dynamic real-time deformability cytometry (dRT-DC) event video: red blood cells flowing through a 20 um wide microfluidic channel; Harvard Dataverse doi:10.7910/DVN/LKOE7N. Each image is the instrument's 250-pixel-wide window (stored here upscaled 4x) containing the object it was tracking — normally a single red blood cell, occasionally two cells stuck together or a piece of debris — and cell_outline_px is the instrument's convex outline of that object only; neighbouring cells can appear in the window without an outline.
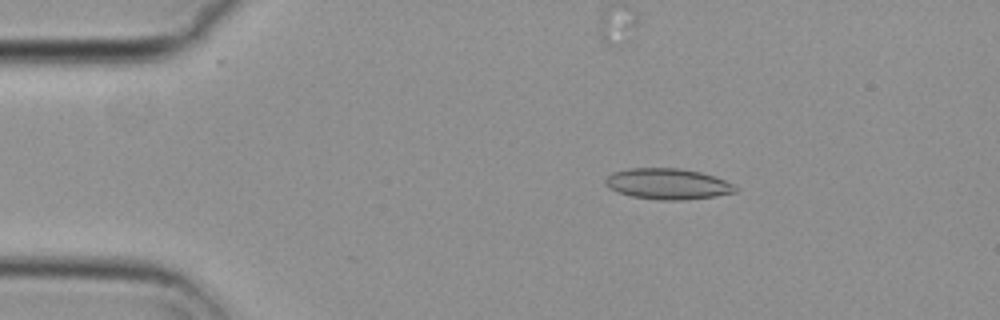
{"species": "common noctule bat (a hibernating species)", "species_latin": "Nyctalus noctula", "temperature_condition": "cold", "stored_images_in_passage": 56, "camera_frame_rate_fps": 3000, "um_per_image_px": 0.085, "animal": {"sex": "female", "body_mass_g": 29.2, "forearm_length_mm": 56.3}, "frame": {"image": 1, "passage_image": 10, "time_ms": 3.0, "image_size_px": [1000, 320], "cell_outline_px": [[740, 188], [736, 192], [716, 196], [680, 200], [660, 200], [632, 196], [608, 188], [604, 184], [604, 180], [612, 172], [628, 168], [680, 168], [700, 172], [724, 180]], "centroid_in_image_um": [56.74, 15.63], "position_along_channel_um": 28.3, "area_um2": 23.35}}
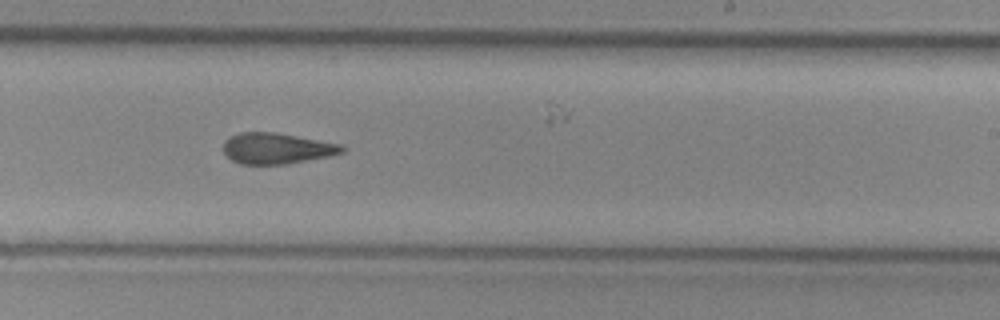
{"frame": {"image": 2, "passage_image": 34, "time_ms": 11.0, "image_size_px": [1000, 320], "cell_outline_px": [[348, 148], [344, 152], [328, 156], [288, 164], [240, 164], [232, 160], [224, 152], [224, 140], [240, 132], [276, 132], [340, 144]], "centroid_in_image_um": [23.54, 12.61], "position_along_channel_um": 265.5, "area_um2": 21.33}}
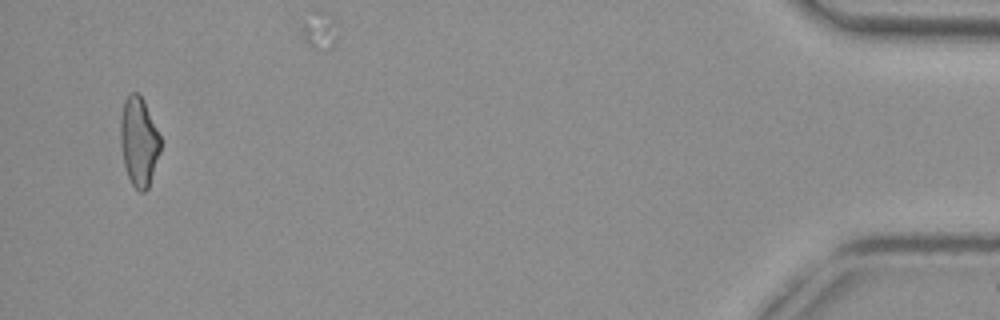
{"frame": {"image": 3, "passage_image": 54, "time_ms": 17.667, "image_size_px": [1000, 320], "cell_outline_px": [[160, 152], [148, 188], [144, 192], [140, 192], [132, 184], [128, 176], [124, 164], [120, 144], [120, 116], [124, 100], [132, 92], [136, 92], [144, 100], [160, 136]], "centroid_in_image_um": [11.79, 12.03], "position_along_channel_um": 423.4, "area_um2": 20.69}, "authors_computed_cell_mechanics": {"area_um2": 21.9929, "velocity_mm_per_s": 3.6984, "shape_relaxation_time_tau1_ms": null, "shape_relaxation_time_tau2_ms": 3.8082, "deformation_change_tau1": null, "deformation_change_tau2": 0.12}}